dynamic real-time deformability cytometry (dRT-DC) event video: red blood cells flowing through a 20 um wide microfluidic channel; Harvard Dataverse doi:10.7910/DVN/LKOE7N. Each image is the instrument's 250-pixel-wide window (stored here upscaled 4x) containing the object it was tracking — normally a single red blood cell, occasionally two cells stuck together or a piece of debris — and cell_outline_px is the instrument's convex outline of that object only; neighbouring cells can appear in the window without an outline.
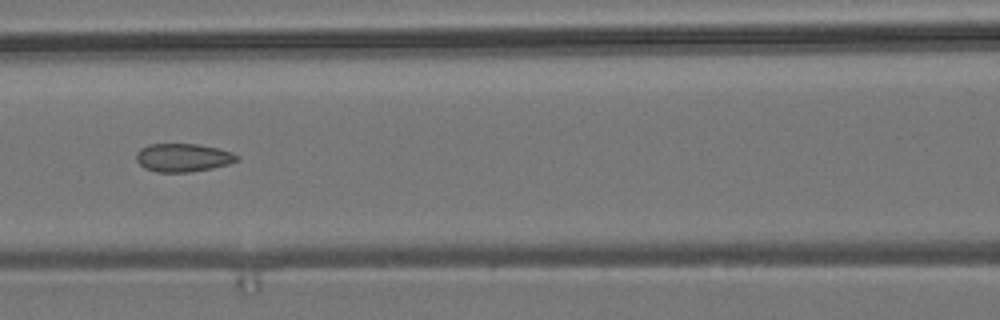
{"species": "common noctule bat (a hibernating species)", "species_latin": "Nyctalus noctula", "temperature_condition": "room temperature", "stored_images_in_passage": 7, "camera_frame_rate_fps": 3000, "um_per_image_px": 0.085, "animal": {"sex": "male", "body_mass_g": 19.2, "forearm_length_mm": 51.8}, "frame": {"image": 1, "passage_image": 5, "time_ms": 1.333, "image_size_px": [1000, 320], "cell_outline_px": [[240, 156], [236, 160], [228, 164], [212, 168], [188, 172], [156, 172], [144, 168], [136, 160], [136, 152], [140, 148], [148, 144], [196, 144], [216, 148], [232, 152]], "centroid_in_image_um": [15.51, 13.39], "position_along_channel_um": 151.1, "area_um2": 16.53}}
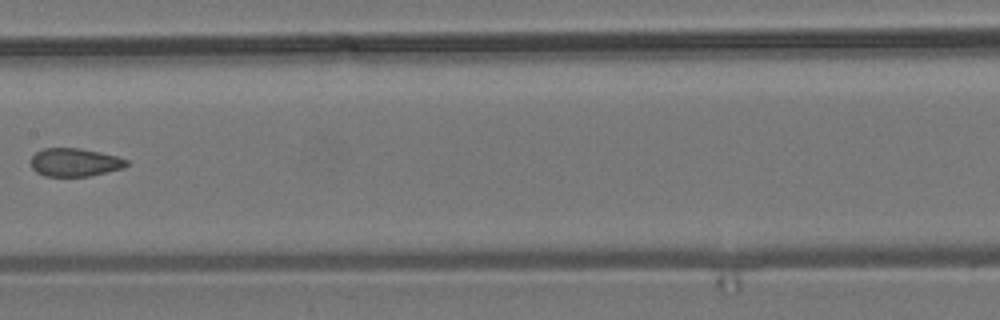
{"frame": {"image": 2, "passage_image": 6, "time_ms": 1.667, "image_size_px": [1000, 320], "cell_outline_px": [[128, 164], [124, 168], [88, 176], [44, 176], [36, 172], [32, 168], [32, 156], [36, 152], [44, 148], [80, 148], [100, 152], [116, 156], [128, 160]], "centroid_in_image_um": [6.36, 13.79], "position_along_channel_um": 201.0, "area_um2": 15.66}}
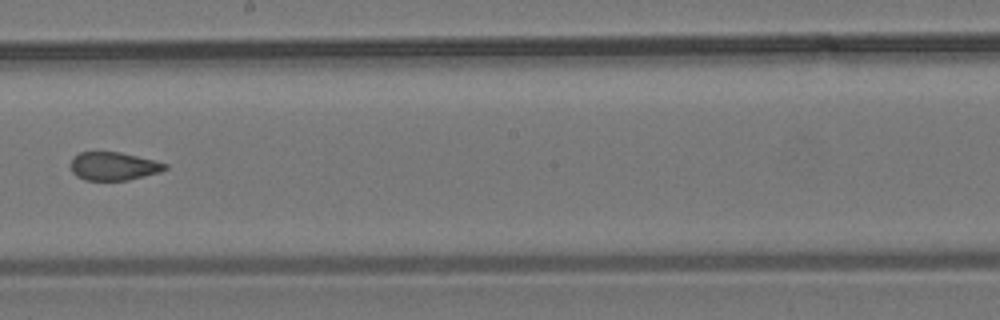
{"frame": {"image": 3, "passage_image": 7, "time_ms": 2.0, "image_size_px": [1000, 320], "cell_outline_px": [[168, 168], [160, 172], [128, 180], [84, 180], [76, 176], [72, 172], [72, 156], [80, 152], [120, 152], [168, 164]], "centroid_in_image_um": [9.64, 14.13], "position_along_channel_um": 238.6, "area_um2": 15.43}}